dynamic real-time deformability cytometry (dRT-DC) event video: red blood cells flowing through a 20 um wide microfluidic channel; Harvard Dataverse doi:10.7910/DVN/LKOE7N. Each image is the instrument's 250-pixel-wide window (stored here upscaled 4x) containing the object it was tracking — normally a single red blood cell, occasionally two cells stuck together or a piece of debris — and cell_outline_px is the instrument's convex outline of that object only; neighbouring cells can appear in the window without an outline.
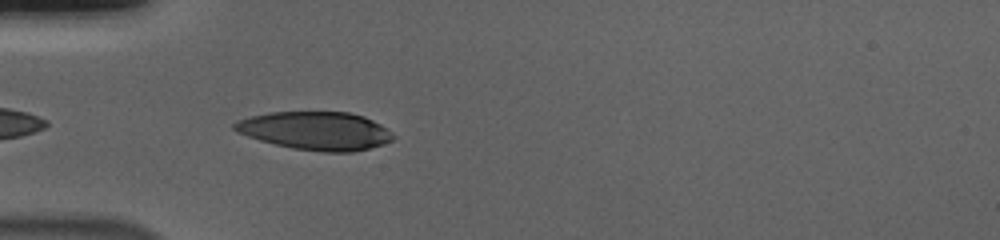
{"species": "human", "species_latin": "Homo sapiens", "temperature_condition": "cold", "stored_images_in_passage": 38, "camera_frame_rate_fps": 3000, "um_per_image_px": 0.085, "donor": {"sex": "male"}, "frame": {"image": 1, "passage_image": 2, "time_ms": 0.333, "image_size_px": [1000, 240], "cell_outline_px": [[396, 136], [392, 140], [384, 144], [352, 152], [324, 152], [292, 148], [260, 140], [236, 132], [232, 128], [232, 124], [236, 120], [268, 112], [348, 112], [364, 116], [388, 128]], "centroid_in_image_um": [26.83, 11.11], "position_along_channel_um": 58.2, "area_um2": 35.43}}
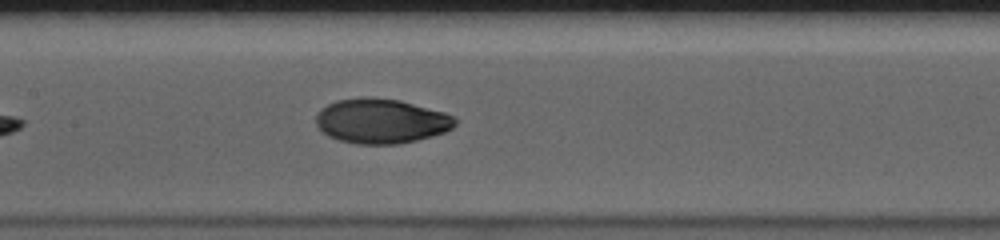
{"frame": {"image": 2, "passage_image": 12, "time_ms": 3.667, "image_size_px": [1000, 240], "cell_outline_px": [[456, 124], [452, 128], [444, 132], [432, 136], [400, 144], [356, 144], [340, 140], [328, 136], [316, 124], [316, 116], [320, 108], [336, 100], [368, 96], [400, 100], [444, 112], [452, 116], [456, 120]], "centroid_in_image_um": [32.38, 10.28], "position_along_channel_um": 175.0, "area_um2": 36.3}}
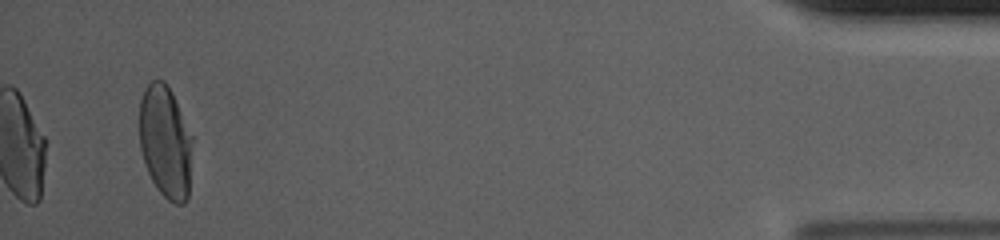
{"frame": {"image": 3, "passage_image": 38, "time_ms": 12.333, "image_size_px": [1000, 240], "cell_outline_px": [[192, 140], [188, 200], [184, 204], [176, 204], [168, 200], [160, 192], [152, 180], [144, 164], [140, 148], [140, 100], [144, 88], [152, 80], [164, 80], [172, 92], [192, 136]], "centroid_in_image_um": [14.06, 12.06], "position_along_channel_um": 421.1, "area_um2": 34.8}, "authors_computed_cell_mechanics": {"area_um2": 35.6048, "velocity_mm_per_s": 3.6863, "shape_relaxation_time_tau1_ms": 4.0968, "shape_relaxation_time_tau2_ms": null, "deformation_change_tau1": 0.2058, "deformation_change_tau2": null}}